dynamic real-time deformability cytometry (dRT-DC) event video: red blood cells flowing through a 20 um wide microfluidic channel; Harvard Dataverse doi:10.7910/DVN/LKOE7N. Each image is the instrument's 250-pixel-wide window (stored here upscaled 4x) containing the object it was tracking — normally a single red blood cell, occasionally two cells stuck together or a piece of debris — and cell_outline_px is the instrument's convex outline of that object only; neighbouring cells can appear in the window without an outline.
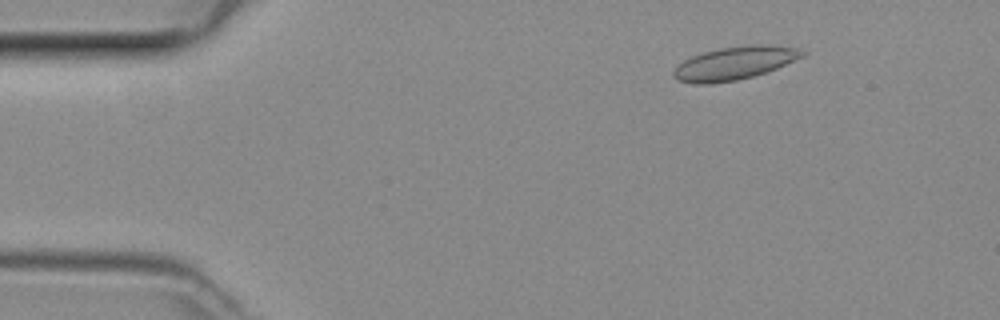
{"species": "common noctule bat (a hibernating species)", "species_latin": "Nyctalus noctula", "temperature_condition": "room temperature", "stored_images_in_passage": 49, "camera_frame_rate_fps": 3000, "um_per_image_px": 0.085, "animal": {"sex": "female", "body_mass_g": 29.2, "forearm_length_mm": 56.3}, "frame": {"image": 1, "passage_image": 7, "time_ms": 2.0, "image_size_px": [1000, 320], "cell_outline_px": [[804, 56], [776, 68], [752, 76], [736, 80], [708, 84], [692, 84], [676, 80], [672, 76], [672, 72], [684, 60], [700, 52], [720, 48], [756, 44], [768, 44], [796, 48], [804, 52]], "centroid_in_image_um": [62.38, 5.37], "position_along_channel_um": 22.6, "area_um2": 24.68}}
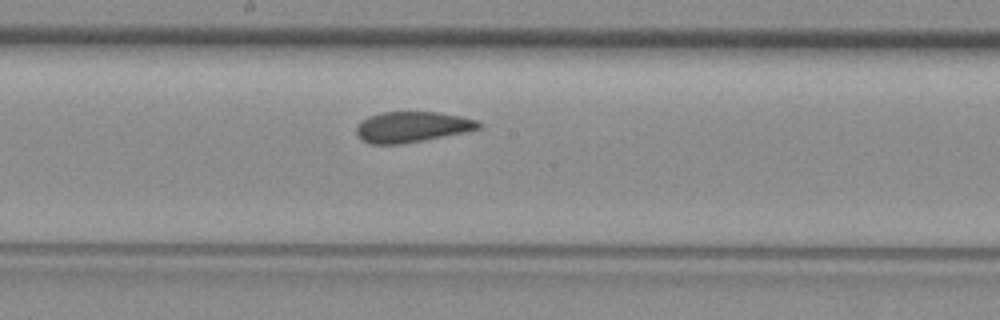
{"frame": {"image": 2, "passage_image": 26, "time_ms": 8.333, "image_size_px": [1000, 320], "cell_outline_px": [[480, 128], [400, 144], [372, 144], [360, 140], [356, 136], [356, 128], [360, 120], [368, 116], [380, 112], [436, 112], [460, 116], [476, 120], [480, 124]], "centroid_in_image_um": [34.9, 10.78], "position_along_channel_um": 213.3, "area_um2": 21.5}}
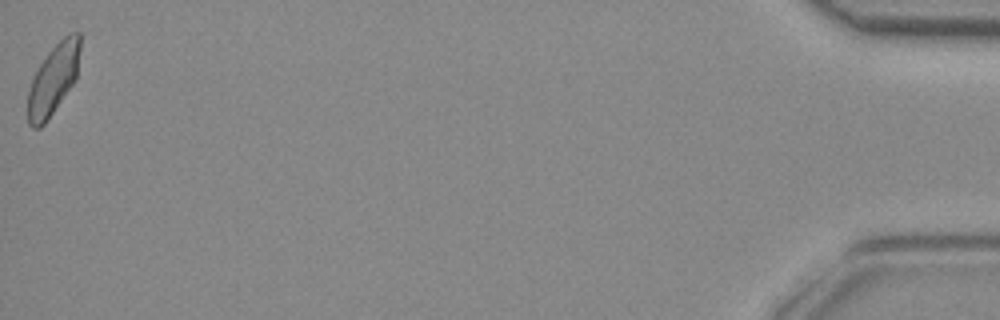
{"frame": {"image": 3, "passage_image": 49, "time_ms": 16.0, "image_size_px": [1000, 320], "cell_outline_px": [[80, 48], [76, 80], [48, 120], [40, 128], [32, 128], [28, 124], [28, 92], [32, 80], [40, 64], [48, 52], [68, 32], [80, 32]], "centroid_in_image_um": [4.55, 6.75], "position_along_channel_um": 430.7, "area_um2": 21.44}}